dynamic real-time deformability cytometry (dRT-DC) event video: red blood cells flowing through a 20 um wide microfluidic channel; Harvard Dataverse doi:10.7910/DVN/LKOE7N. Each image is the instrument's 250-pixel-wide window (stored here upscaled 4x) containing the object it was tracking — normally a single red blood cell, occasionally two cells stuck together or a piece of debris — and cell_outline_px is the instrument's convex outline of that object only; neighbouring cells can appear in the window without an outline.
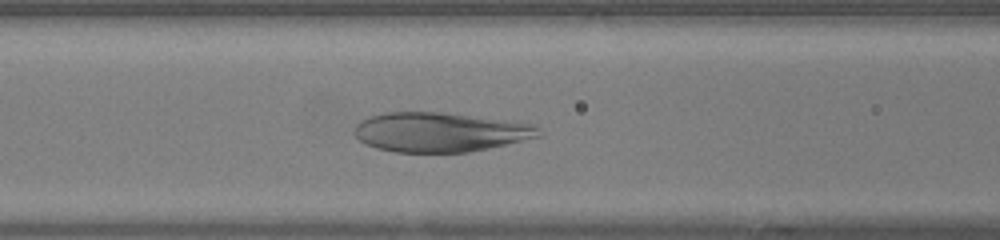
{"species": "human", "species_latin": "Homo sapiens", "temperature_condition": "warm", "stored_images_in_passage": 34, "camera_frame_rate_fps": 3000, "um_per_image_px": 0.085, "donor": {"sex": "female"}, "frame": {"image": 1, "passage_image": 13, "time_ms": 4.0, "image_size_px": [1000, 240], "cell_outline_px": [[540, 136], [488, 148], [468, 152], [396, 152], [376, 148], [364, 144], [352, 132], [356, 124], [360, 120], [368, 116], [384, 112], [440, 112], [508, 120], [536, 124], [540, 128]], "centroid_in_image_um": [37.36, 11.22], "position_along_channel_um": 129.2, "area_um2": 42.54}}
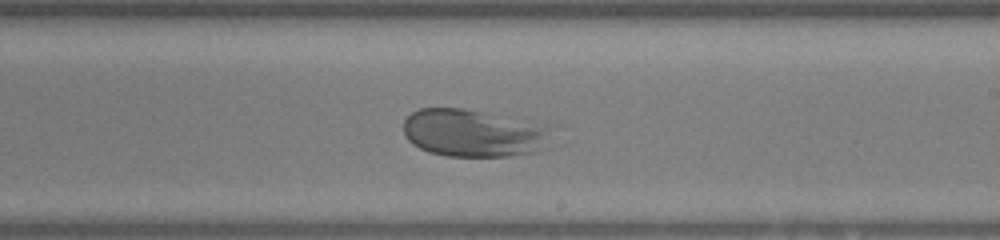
{"frame": {"image": 2, "passage_image": 21, "time_ms": 6.667, "image_size_px": [1000, 240], "cell_outline_px": [[552, 148], [536, 152], [512, 156], [448, 156], [428, 152], [412, 144], [404, 136], [404, 120], [412, 112], [420, 108], [464, 108], [552, 124]], "centroid_in_image_um": [40.39, 11.31], "position_along_channel_um": 248.6, "area_um2": 42.48}}
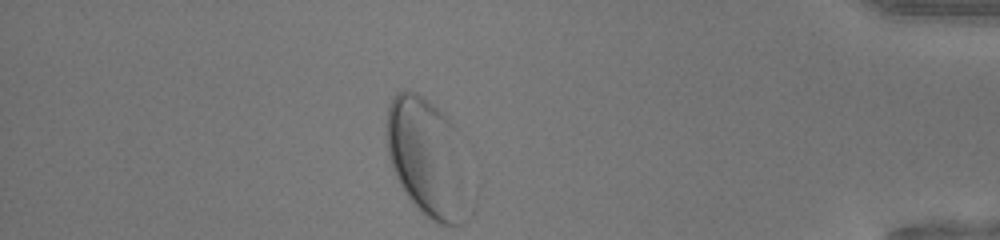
{"frame": {"image": 3, "passage_image": 34, "time_ms": 11.0, "image_size_px": [1000, 240], "cell_outline_px": [[464, 220], [460, 224], [440, 224], [432, 220], [408, 196], [400, 184], [392, 168], [388, 156], [384, 128], [388, 104], [392, 96], [396, 92], [408, 88], [416, 92], [428, 100], [452, 124]], "centroid_in_image_um": [36.05, 13.26], "position_along_channel_um": 399.1, "area_um2": 53.0}}